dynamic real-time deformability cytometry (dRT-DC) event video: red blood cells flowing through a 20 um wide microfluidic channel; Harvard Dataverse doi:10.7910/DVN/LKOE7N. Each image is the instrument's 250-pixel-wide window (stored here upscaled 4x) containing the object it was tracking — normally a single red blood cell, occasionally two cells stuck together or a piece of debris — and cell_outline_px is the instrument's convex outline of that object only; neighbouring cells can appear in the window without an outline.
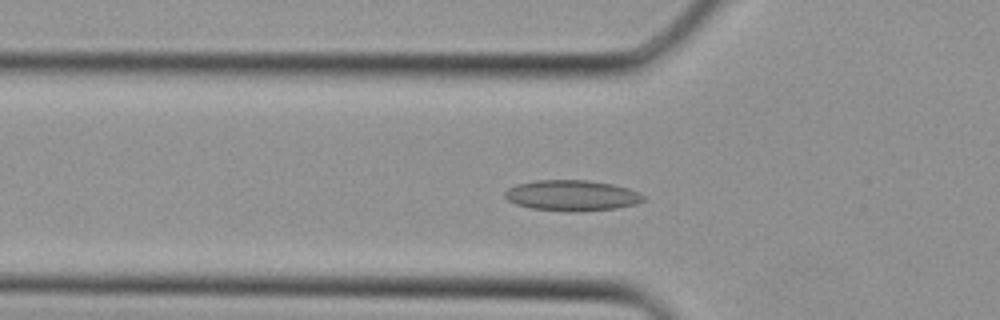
{"species": "Egyptian fruit bat (a non-hibernating species)", "species_latin": "Rousettus aegyptiacus", "temperature_condition": "cold", "stored_images_in_passage": 31, "camera_frame_rate_fps": 3000, "um_per_image_px": 0.085, "animal": {"sex": "female"}, "frame": {"image": 1, "passage_image": 7, "time_ms": 2.0, "image_size_px": [1000, 320], "cell_outline_px": [[648, 200], [636, 204], [616, 208], [572, 212], [568, 212], [532, 208], [516, 204], [508, 200], [504, 196], [504, 192], [508, 188], [516, 184], [536, 180], [588, 180], [612, 184], [628, 188], [644, 196]], "centroid_in_image_um": [48.61, 16.61], "position_along_channel_um": 77.2, "area_um2": 24.85}}
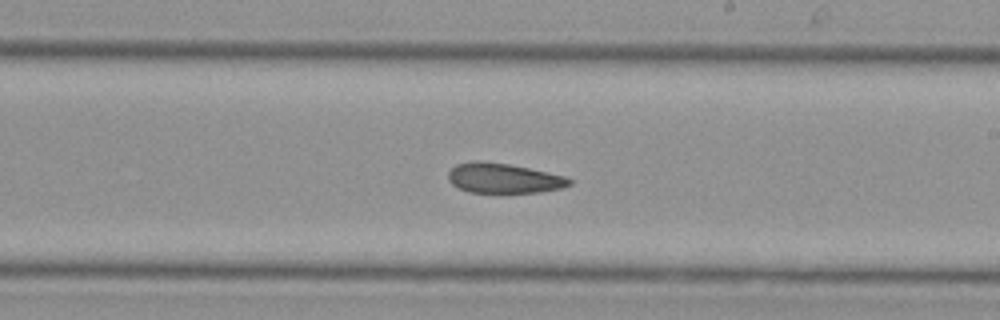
{"frame": {"image": 2, "passage_image": 16, "time_ms": 5.0, "image_size_px": [1000, 320], "cell_outline_px": [[572, 184], [560, 188], [540, 192], [468, 192], [456, 188], [448, 180], [448, 172], [456, 164], [476, 160], [480, 160], [508, 164], [568, 176], [572, 180]], "centroid_in_image_um": [42.79, 15.14], "position_along_channel_um": 246.2, "area_um2": 21.21}}
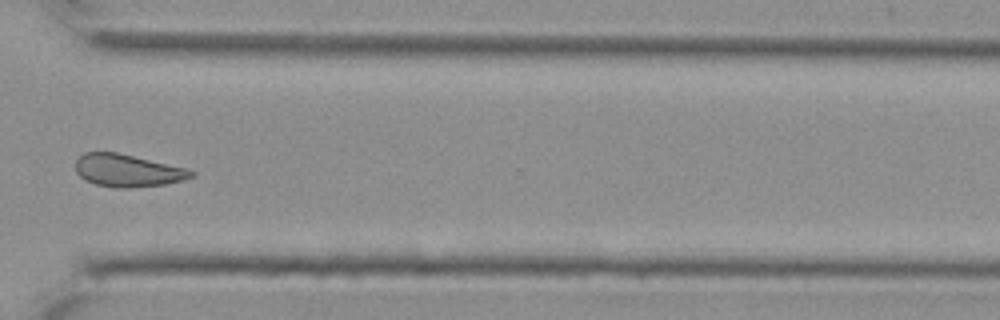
{"frame": {"image": 3, "passage_image": 22, "time_ms": 7.0, "image_size_px": [1000, 320], "cell_outline_px": [[196, 176], [184, 180], [164, 184], [132, 188], [116, 188], [96, 184], [84, 180], [76, 172], [76, 160], [84, 152], [116, 152], [188, 168], [196, 172]], "centroid_in_image_um": [10.88, 14.5], "position_along_channel_um": 359.7, "area_um2": 22.08}}